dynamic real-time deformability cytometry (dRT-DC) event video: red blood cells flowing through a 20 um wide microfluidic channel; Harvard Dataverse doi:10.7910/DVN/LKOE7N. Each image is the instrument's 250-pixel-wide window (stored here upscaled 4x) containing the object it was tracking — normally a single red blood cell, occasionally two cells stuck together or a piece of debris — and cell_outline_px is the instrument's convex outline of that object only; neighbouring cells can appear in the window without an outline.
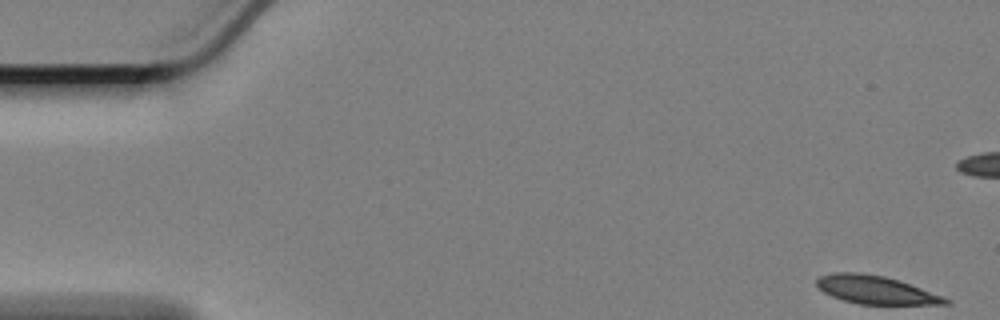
{"species": "Egyptian fruit bat (a non-hibernating species)", "species_latin": "Rousettus aegyptiacus", "temperature_condition": "cold", "stored_images_in_passage": 13, "camera_frame_rate_fps": 3000, "um_per_image_px": 0.085, "animal": {"sex": "female"}, "frame": {"image": 1, "passage_image": 1, "time_ms": 0.0, "image_size_px": [1000, 320], "cell_outline_px": [[948, 304], [860, 304], [844, 300], [832, 296], [824, 292], [816, 284], [816, 280], [820, 276], [832, 272], [860, 272], [884, 276], [900, 280], [940, 296], [948, 300]], "centroid_in_image_um": [74.36, 24.62], "position_along_channel_um": 10.6, "area_um2": 20.75}}